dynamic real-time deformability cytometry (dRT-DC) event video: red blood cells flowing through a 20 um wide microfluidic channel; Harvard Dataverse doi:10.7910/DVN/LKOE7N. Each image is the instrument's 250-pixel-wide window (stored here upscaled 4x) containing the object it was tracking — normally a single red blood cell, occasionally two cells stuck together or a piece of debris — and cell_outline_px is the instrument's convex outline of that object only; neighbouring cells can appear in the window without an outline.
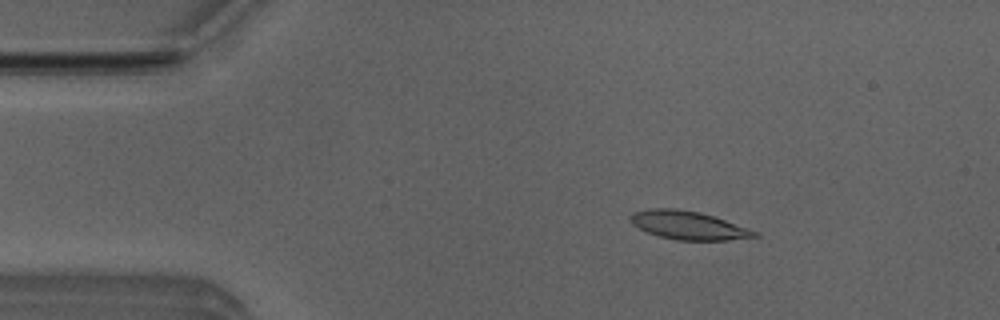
{"species": "Egyptian fruit bat (a non-hibernating species)", "species_latin": "Rousettus aegyptiacus", "temperature_condition": "room temperature", "stored_images_in_passage": 3, "camera_frame_rate_fps": 3000, "um_per_image_px": 0.085, "animal": {"sex": "male"}, "frame": {"image": 1, "passage_image": 2, "time_ms": 0.333, "image_size_px": [1000, 320], "cell_outline_px": [[760, 236], [728, 240], [676, 240], [660, 236], [648, 232], [632, 224], [628, 220], [628, 216], [632, 212], [652, 208], [676, 208], [700, 212], [760, 232]], "centroid_in_image_um": [58.48, 19.14], "position_along_channel_um": 26.5, "area_um2": 20.52}}